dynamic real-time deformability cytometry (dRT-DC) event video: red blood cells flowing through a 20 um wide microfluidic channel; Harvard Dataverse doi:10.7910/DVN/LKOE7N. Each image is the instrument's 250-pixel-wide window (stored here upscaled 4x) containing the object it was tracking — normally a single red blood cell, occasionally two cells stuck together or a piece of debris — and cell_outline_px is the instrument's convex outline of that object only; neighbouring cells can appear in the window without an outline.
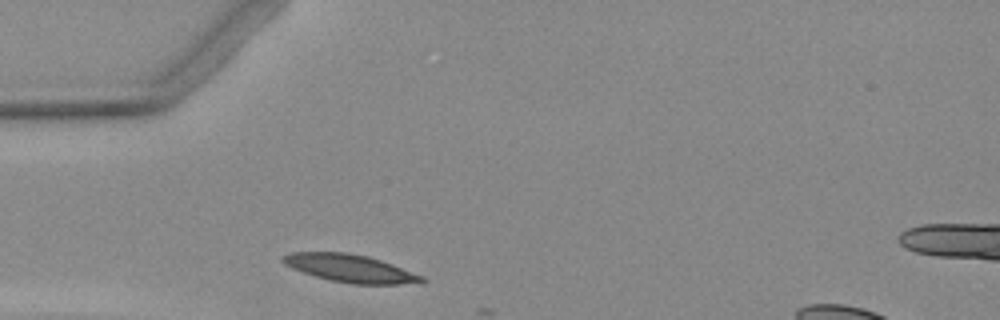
{"species": "Egyptian fruit bat (a non-hibernating species)", "species_latin": "Rousettus aegyptiacus", "temperature_condition": "warm", "stored_images_in_passage": 2, "camera_frame_rate_fps": 3000, "um_per_image_px": 0.085, "animal": {"sex": "female"}, "frame": {"image": 1, "passage_image": 1, "time_ms": 0.0, "image_size_px": [1000, 320], "cell_outline_px": [[428, 280], [396, 284], [348, 284], [328, 280], [292, 268], [284, 264], [280, 260], [280, 256], [292, 252], [344, 252], [368, 256], [392, 264], [424, 276]], "centroid_in_image_um": [29.71, 22.8], "position_along_channel_um": 55.3, "area_um2": 22.37}}